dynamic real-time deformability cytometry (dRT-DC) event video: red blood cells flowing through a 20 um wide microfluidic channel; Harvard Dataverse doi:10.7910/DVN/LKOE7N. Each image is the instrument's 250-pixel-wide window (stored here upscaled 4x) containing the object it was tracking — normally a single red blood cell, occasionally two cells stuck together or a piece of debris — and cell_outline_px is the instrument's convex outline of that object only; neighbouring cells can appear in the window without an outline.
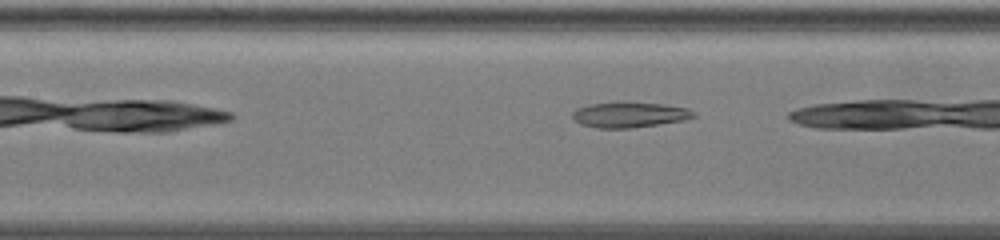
{"species": "common noctule bat (a hibernating species)", "species_latin": "Nyctalus noctula", "temperature_condition": "warm", "stored_images_in_passage": 8, "camera_frame_rate_fps": 3000, "um_per_image_px": 0.085, "animal": {"sex": "female", "body_mass_g": 19.5, "forearm_length_mm": 54.1}, "frame": {"image": 1, "passage_image": 7, "time_ms": 2.0, "image_size_px": [1000, 240], "cell_outline_px": [[696, 116], [684, 120], [628, 128], [600, 128], [580, 124], [572, 116], [572, 112], [576, 108], [592, 104], [664, 104], [688, 108], [696, 112]], "centroid_in_image_um": [53.53, 9.78], "position_along_channel_um": 153.9, "area_um2": 17.17}}